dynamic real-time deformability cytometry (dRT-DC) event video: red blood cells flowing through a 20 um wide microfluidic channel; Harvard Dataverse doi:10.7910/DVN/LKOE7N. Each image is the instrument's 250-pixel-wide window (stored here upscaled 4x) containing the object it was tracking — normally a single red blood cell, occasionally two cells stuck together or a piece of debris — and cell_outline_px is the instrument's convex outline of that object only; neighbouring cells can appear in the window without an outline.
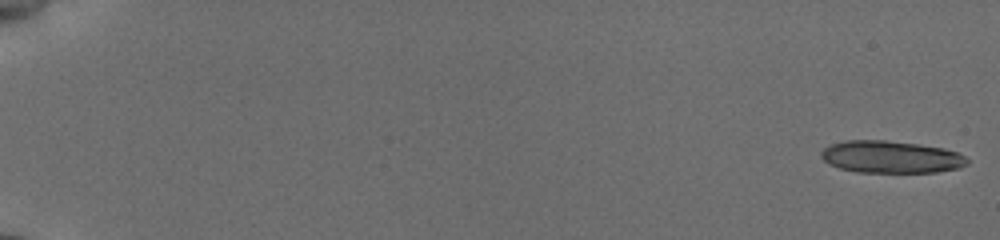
{"species": "common noctule bat (a hibernating species)", "species_latin": "Nyctalus noctula", "temperature_condition": "cold", "stored_images_in_passage": 19, "camera_frame_rate_fps": 3000, "um_per_image_px": 0.085, "animal": {"sex": "female", "body_mass_g": 19.5, "forearm_length_mm": 54.1}, "frame": {"image": 1, "passage_image": 1, "time_ms": 0.0, "image_size_px": [1000, 240], "cell_outline_px": [[968, 164], [960, 168], [936, 172], [856, 172], [840, 168], [828, 164], [820, 156], [820, 152], [824, 148], [832, 144], [848, 140], [884, 140], [920, 144], [944, 148], [956, 152], [964, 156], [968, 160]], "centroid_in_image_um": [75.73, 13.34], "position_along_channel_um": 9.3, "area_um2": 27.46}}
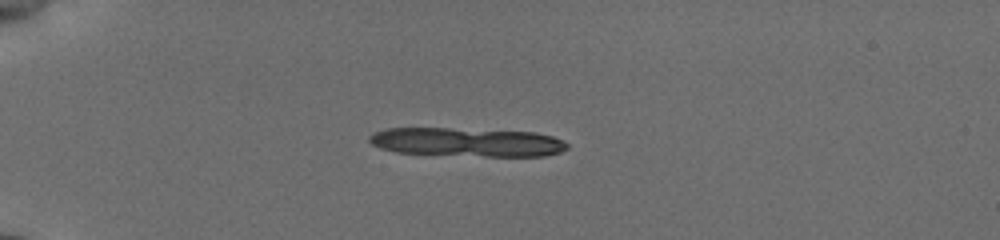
{"frame": {"image": 2, "passage_image": 16, "time_ms": 5.0, "image_size_px": [1000, 240], "cell_outline_px": [[568, 148], [560, 152], [544, 156], [488, 156], [396, 152], [380, 148], [372, 144], [368, 140], [368, 136], [384, 128], [448, 128], [536, 132], [552, 136], [564, 140], [568, 144]], "centroid_in_image_um": [39.71, 12.07], "position_along_channel_um": 45.3, "area_um2": 33.18}}